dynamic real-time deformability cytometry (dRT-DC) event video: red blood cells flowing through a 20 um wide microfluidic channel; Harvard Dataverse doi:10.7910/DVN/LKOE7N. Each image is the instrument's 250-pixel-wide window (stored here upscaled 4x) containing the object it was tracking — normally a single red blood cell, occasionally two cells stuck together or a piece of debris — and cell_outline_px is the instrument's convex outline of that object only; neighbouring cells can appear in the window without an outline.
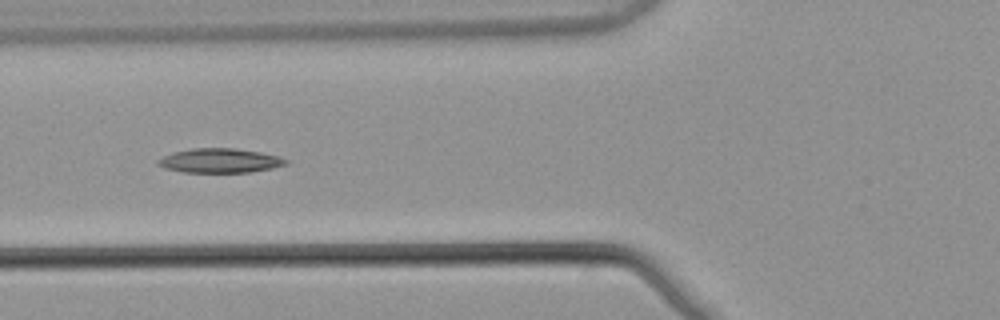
{"species": "common noctule bat (a hibernating species)", "species_latin": "Nyctalus noctula", "temperature_condition": "warm", "stored_images_in_passage": 7, "camera_frame_rate_fps": 3000, "um_per_image_px": 0.085, "animal": {"sex": "male", "body_mass_g": 21.5, "forearm_length_mm": 52.0}, "frame": {"image": 1, "passage_image": 5, "time_ms": 1.333, "image_size_px": [1000, 320], "cell_outline_px": [[288, 164], [272, 168], [248, 172], [184, 172], [164, 168], [156, 164], [156, 160], [172, 152], [192, 148], [236, 148], [260, 152], [280, 156], [288, 160]], "centroid_in_image_um": [18.68, 13.64], "position_along_channel_um": 107.1, "area_um2": 18.21}}
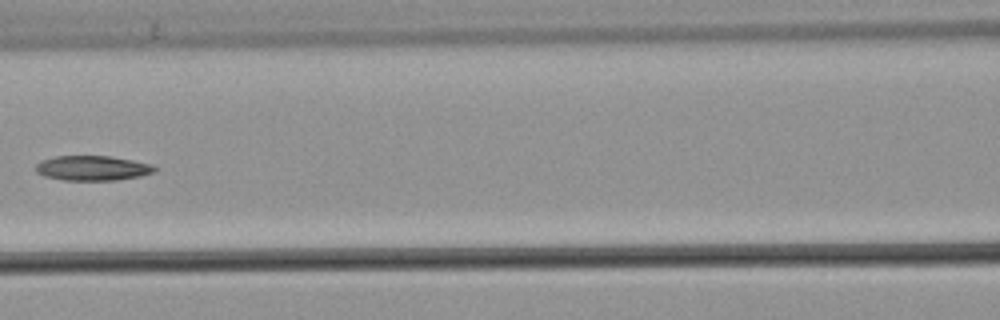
{"frame": {"image": 2, "passage_image": 6, "time_ms": 1.667, "image_size_px": [1000, 320], "cell_outline_px": [[156, 172], [140, 176], [116, 180], [64, 180], [44, 176], [36, 172], [36, 164], [40, 160], [56, 156], [112, 156], [152, 164], [156, 168]], "centroid_in_image_um": [7.86, 14.28], "position_along_channel_um": 158.7, "area_um2": 17.28}}